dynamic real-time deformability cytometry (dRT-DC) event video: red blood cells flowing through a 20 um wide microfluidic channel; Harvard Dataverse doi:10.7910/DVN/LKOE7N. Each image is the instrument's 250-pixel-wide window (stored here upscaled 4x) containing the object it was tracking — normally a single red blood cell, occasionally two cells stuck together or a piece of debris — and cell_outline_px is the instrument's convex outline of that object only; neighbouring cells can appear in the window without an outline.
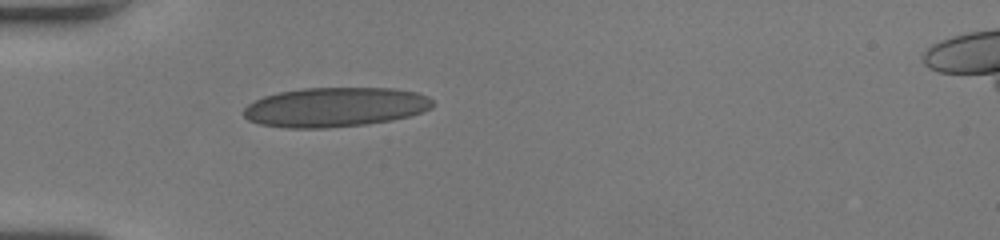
{"species": "human", "species_latin": "Homo sapiens", "temperature_condition": "room temperature", "stored_images_in_passage": 31, "camera_frame_rate_fps": 3000, "um_per_image_px": 0.085, "donor": {"sex": "female"}, "frame": {"image": 1, "passage_image": 1, "time_ms": 0.0, "image_size_px": [1000, 240], "cell_outline_px": [[432, 108], [424, 112], [392, 120], [364, 124], [328, 128], [284, 128], [260, 124], [248, 120], [244, 116], [244, 108], [248, 104], [264, 96], [280, 92], [304, 88], [392, 88], [416, 92], [428, 96], [432, 100]], "centroid_in_image_um": [28.49, 9.11], "position_along_channel_um": 56.5, "area_um2": 43.52}}
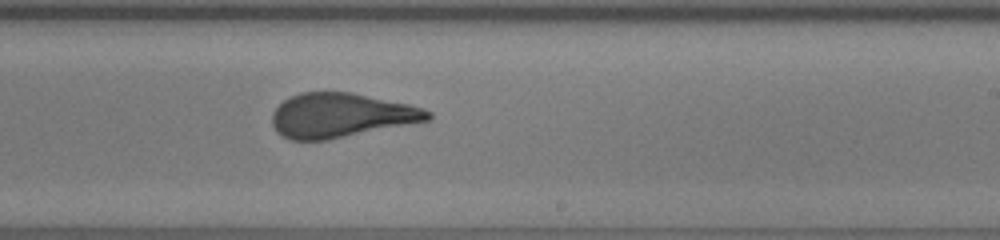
{"frame": {"image": 2, "passage_image": 17, "time_ms": 5.333, "image_size_px": [1000, 240], "cell_outline_px": [[432, 116], [428, 120], [328, 140], [288, 140], [276, 132], [272, 124], [272, 112], [284, 100], [300, 92], [352, 92], [408, 104], [424, 108], [432, 112]], "centroid_in_image_um": [28.95, 9.81], "position_along_channel_um": 260.1, "area_um2": 40.17}}
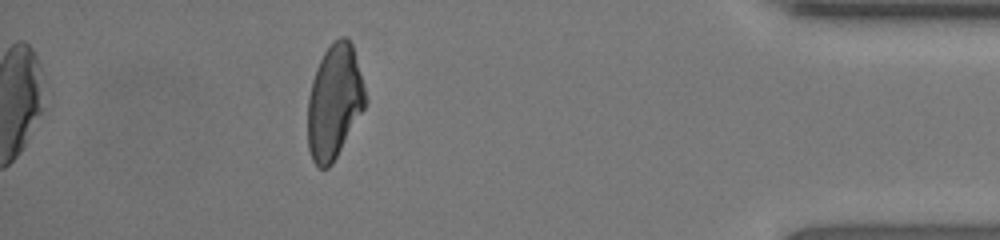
{"frame": {"image": 3, "passage_image": 31, "time_ms": 10.0, "image_size_px": [1000, 240], "cell_outline_px": [[368, 100], [364, 108], [332, 164], [328, 168], [320, 168], [312, 160], [308, 148], [308, 96], [312, 80], [316, 68], [324, 52], [340, 36], [344, 36], [352, 44]], "centroid_in_image_um": [28.41, 8.66], "position_along_channel_um": 406.8, "area_um2": 37.97}, "authors_computed_cell_mechanics": {"area_um2": 41.2692, "velocity_mm_per_s": 4.0499, "shape_relaxation_time_tau1_ms": 10.3391, "shape_relaxation_time_tau2_ms": null, "deformation_change_tau1": 0.2793, "deformation_change_tau2": null}}